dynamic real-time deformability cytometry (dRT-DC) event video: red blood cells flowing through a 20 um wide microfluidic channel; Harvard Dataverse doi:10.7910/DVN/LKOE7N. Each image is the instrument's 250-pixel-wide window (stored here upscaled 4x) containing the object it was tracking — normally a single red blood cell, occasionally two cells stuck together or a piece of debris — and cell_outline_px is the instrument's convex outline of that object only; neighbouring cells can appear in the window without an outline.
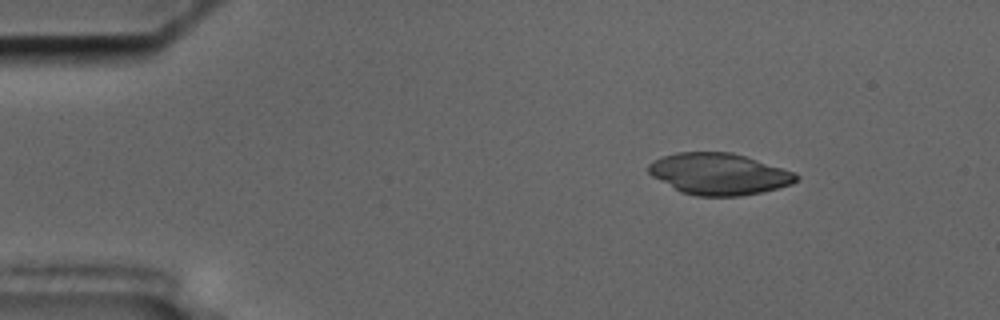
{"species": "common noctule bat (a hibernating species)", "species_latin": "Nyctalus noctula", "temperature_condition": "cold", "stored_images_in_passage": 49, "camera_frame_rate_fps": 3000, "um_per_image_px": 0.085, "animal": {"sex": "male", "body_mass_g": 17.5, "forearm_length_mm": 52.3}, "frame": {"image": 1, "passage_image": 2, "time_ms": 0.333, "image_size_px": [1000, 320], "cell_outline_px": [[800, 180], [792, 184], [764, 192], [740, 196], [696, 196], [680, 192], [652, 176], [648, 172], [648, 164], [664, 156], [676, 152], [732, 152], [796, 172], [800, 176]], "centroid_in_image_um": [61.15, 14.79], "position_along_channel_um": 23.8, "area_um2": 35.89}}